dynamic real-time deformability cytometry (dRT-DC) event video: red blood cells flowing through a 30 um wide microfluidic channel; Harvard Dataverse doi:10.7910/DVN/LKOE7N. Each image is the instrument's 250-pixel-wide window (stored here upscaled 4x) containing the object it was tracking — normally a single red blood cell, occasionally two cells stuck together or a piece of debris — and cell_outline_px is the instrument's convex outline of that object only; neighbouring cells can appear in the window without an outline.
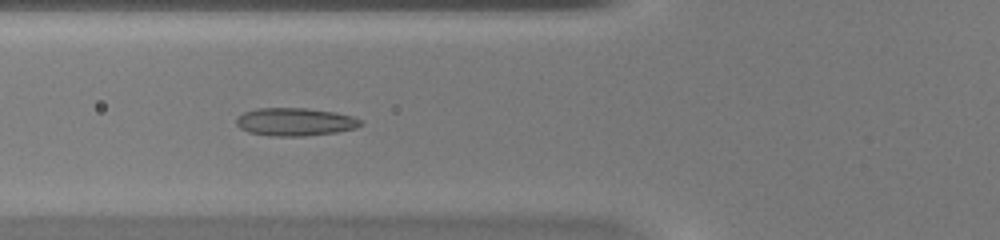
{"species": "common noctule bat (a hibernating species)", "species_latin": "Nyctalus noctula", "temperature_condition": "warm", "stored_images_in_passage": 49, "camera_frame_rate_fps": 3000, "um_per_image_px": 0.085, "animal": {"sex": "female", "body_mass_g": 20.0, "forearm_length_mm": 54.0}, "frame": {"image": 1, "passage_image": 19, "time_ms": 6.0, "image_size_px": [1000, 240], "cell_outline_px": [[364, 124], [356, 128], [336, 132], [304, 136], [272, 136], [248, 132], [240, 128], [236, 124], [236, 116], [244, 112], [256, 108], [304, 108], [336, 112], [352, 116], [364, 120]], "centroid_in_image_um": [25.09, 10.35], "position_along_channel_um": 100.7, "area_um2": 20.46}}
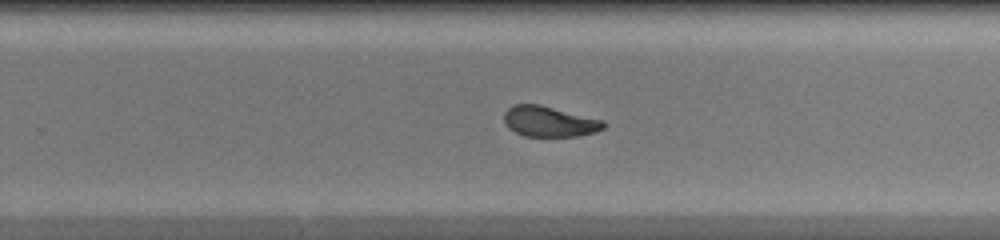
{"frame": {"image": 2, "passage_image": 32, "time_ms": 10.333, "image_size_px": [1000, 240], "cell_outline_px": [[608, 124], [604, 128], [596, 132], [580, 136], [524, 136], [508, 128], [504, 124], [504, 112], [512, 104], [540, 104], [604, 120]], "centroid_in_image_um": [46.71, 10.32], "position_along_channel_um": 283.1, "area_um2": 17.98}}
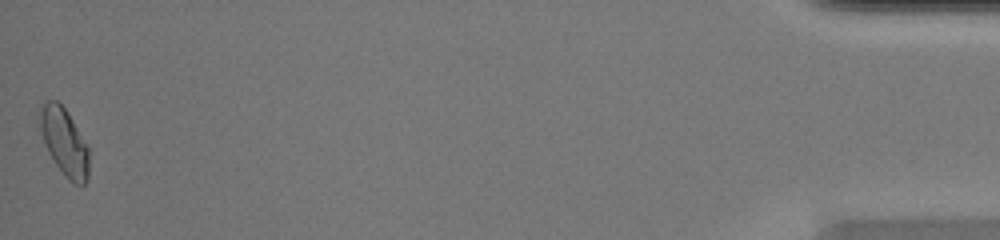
{"frame": {"image": 3, "passage_image": 49, "time_ms": 16.0, "image_size_px": [1000, 240], "cell_outline_px": [[88, 180], [84, 184], [76, 184], [68, 180], [56, 164], [48, 152], [40, 132], [40, 112], [44, 104], [48, 100], [56, 100], [68, 112], [88, 144]], "centroid_in_image_um": [5.49, 12.07], "position_along_channel_um": 429.7, "area_um2": 19.13}, "authors_computed_cell_mechanics": {"area_um2": 18.785, "velocity_mm_per_s": 4.2128, "shape_relaxation_time_tau1_ms": null, "shape_relaxation_time_tau2_ms": 0.9651, "deformation_change_tau1": null, "deformation_change_tau2": 0.0435}}